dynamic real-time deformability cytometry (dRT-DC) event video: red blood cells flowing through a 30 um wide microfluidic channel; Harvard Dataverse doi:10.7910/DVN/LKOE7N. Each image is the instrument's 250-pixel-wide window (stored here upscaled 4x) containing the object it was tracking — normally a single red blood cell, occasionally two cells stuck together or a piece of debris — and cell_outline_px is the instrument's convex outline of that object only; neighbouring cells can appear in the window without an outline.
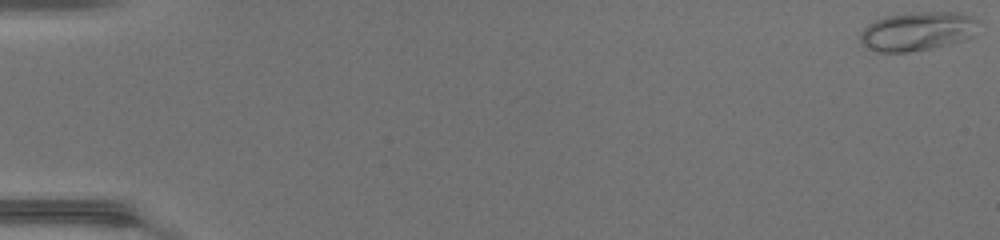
{"species": "common noctule bat (a hibernating species)", "species_latin": "Nyctalus noctula", "temperature_condition": "warm", "stored_images_in_passage": 48, "camera_frame_rate_fps": 3000, "um_per_image_px": 0.085, "animal": {"sex": "female", "body_mass_g": 17.0, "forearm_length_mm": 48.0}, "frame": {"image": 1, "passage_image": 1, "time_ms": 0.0, "image_size_px": [1000, 240], "cell_outline_px": [[980, 20], [972, 36], [960, 40], [928, 48], [908, 52], [876, 52], [864, 44], [860, 40], [860, 32], [868, 24], [884, 16], [912, 12], [956, 12], [972, 16]], "centroid_in_image_um": [77.96, 2.63], "position_along_channel_um": 7.0, "area_um2": 26.47}}
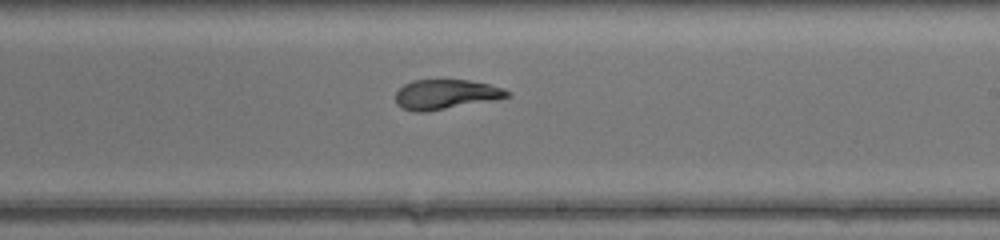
{"frame": {"image": 2, "passage_image": 30, "time_ms": 9.667, "image_size_px": [1000, 240], "cell_outline_px": [[512, 96], [496, 100], [428, 112], [416, 112], [400, 108], [396, 104], [396, 92], [404, 84], [412, 80], [468, 80], [488, 84], [504, 88], [512, 92]], "centroid_in_image_um": [37.92, 8.04], "position_along_channel_um": 251.1, "area_um2": 19.71}}
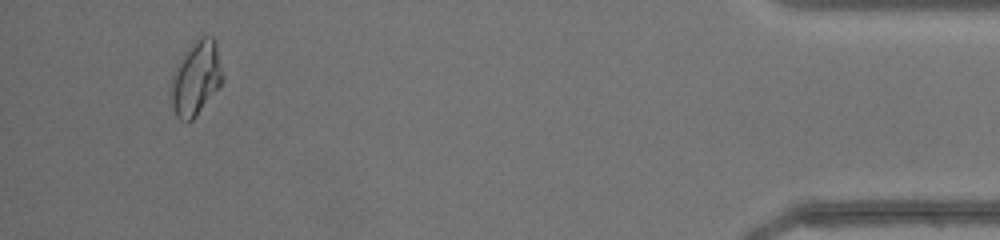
{"frame": {"image": 3, "passage_image": 46, "time_ms": 15.0, "image_size_px": [1000, 240], "cell_outline_px": [[224, 80], [196, 116], [188, 124], [180, 120], [176, 116], [172, 108], [168, 92], [168, 88], [172, 72], [176, 64], [184, 52], [196, 36], [212, 36], [216, 40], [224, 76]], "centroid_in_image_um": [16.61, 6.63], "position_along_channel_um": 418.6, "area_um2": 23.29}, "authors_computed_cell_mechanics": {"area_um2": 21.0392, "velocity_mm_per_s": 4.4222, "shape_relaxation_time_tau1_ms": null, "shape_relaxation_time_tau2_ms": 1.3533, "deformation_change_tau1": null, "deformation_change_tau2": 0.0402}}